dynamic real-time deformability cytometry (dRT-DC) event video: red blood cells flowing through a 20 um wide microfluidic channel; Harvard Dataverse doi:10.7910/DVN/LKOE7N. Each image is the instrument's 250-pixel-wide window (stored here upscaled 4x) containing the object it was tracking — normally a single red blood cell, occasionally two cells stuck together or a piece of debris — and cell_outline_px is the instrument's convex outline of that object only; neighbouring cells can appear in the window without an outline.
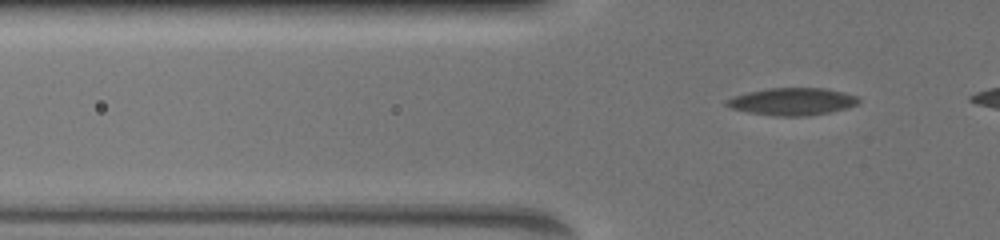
{"species": "common noctule bat (a hibernating species)", "species_latin": "Nyctalus noctula", "temperature_condition": "warm", "stored_images_in_passage": 39, "camera_frame_rate_fps": 3000, "um_per_image_px": 0.085, "animal": {"sex": "female", "body_mass_g": 19.5, "forearm_length_mm": 54.1}, "frame": {"image": 1, "passage_image": 6, "time_ms": 1.667, "image_size_px": [1000, 240], "cell_outline_px": [[860, 100], [856, 104], [844, 108], [828, 112], [804, 116], [776, 116], [748, 112], [732, 108], [724, 104], [728, 100], [736, 96], [748, 92], [772, 88], [824, 88], [856, 96]], "centroid_in_image_um": [67.33, 8.63], "position_along_channel_um": 58.5, "area_um2": 20.46}}
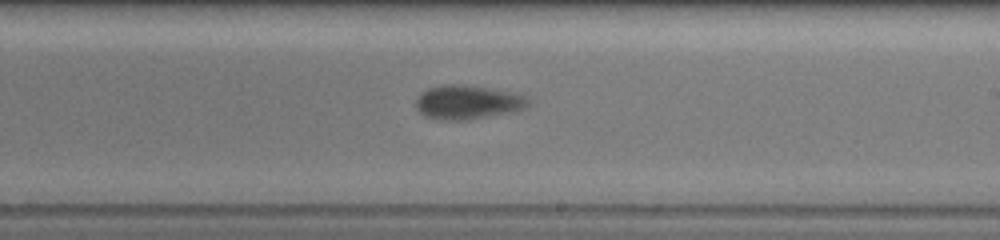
{"frame": {"image": 2, "passage_image": 24, "time_ms": 7.0, "image_size_px": [1000, 240], "cell_outline_px": [[528, 104], [524, 108], [516, 112], [468, 120], [440, 120], [424, 116], [416, 108], [416, 100], [420, 92], [428, 88], [444, 84], [452, 84], [484, 88], [516, 96], [528, 100]], "centroid_in_image_um": [39.62, 8.73], "position_along_channel_um": 249.4, "area_um2": 21.62}}
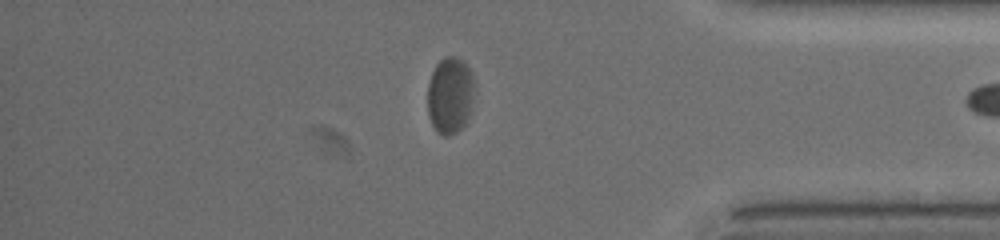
{"frame": {"image": 3, "passage_image": 38, "time_ms": 11.333, "image_size_px": [1000, 240], "cell_outline_px": [[472, 84], [468, 120], [456, 132], [448, 136], [444, 136], [436, 132], [428, 116], [428, 84], [432, 72], [436, 64], [444, 56], [452, 56], [460, 60], [468, 68], [472, 80]], "centroid_in_image_um": [38.19, 8.13], "position_along_channel_um": 397.0, "area_um2": 20.35}}